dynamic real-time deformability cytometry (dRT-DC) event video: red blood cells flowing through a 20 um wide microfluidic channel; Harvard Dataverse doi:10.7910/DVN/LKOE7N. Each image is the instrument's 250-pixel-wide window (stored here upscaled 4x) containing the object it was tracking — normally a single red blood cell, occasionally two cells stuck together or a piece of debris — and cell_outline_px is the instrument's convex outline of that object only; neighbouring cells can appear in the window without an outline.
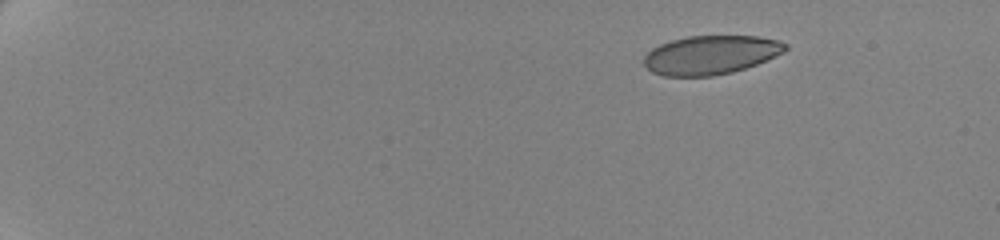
{"species": "human", "species_latin": "Homo sapiens", "temperature_condition": "cold", "stored_images_in_passage": 53, "camera_frame_rate_fps": 3000, "um_per_image_px": 0.085, "donor": {"sex": "female"}, "frame": {"image": 1, "passage_image": 1, "time_ms": 0.0, "image_size_px": [1000, 240], "cell_outline_px": [[788, 48], [784, 52], [756, 64], [732, 72], [712, 76], [664, 76], [652, 72], [644, 64], [644, 56], [652, 48], [660, 44], [672, 40], [688, 36], [756, 36], [776, 40], [788, 44]], "centroid_in_image_um": [60.4, 4.67], "position_along_channel_um": 24.6, "area_um2": 31.85}}
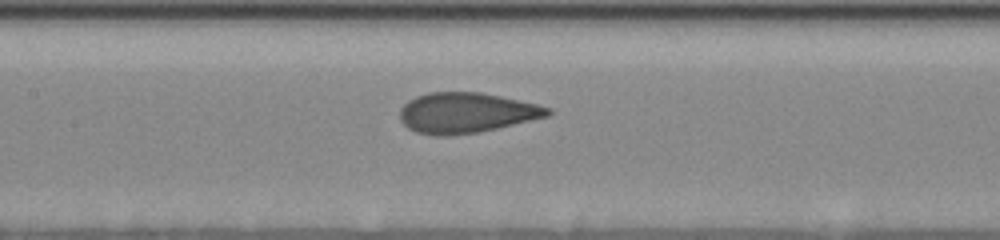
{"frame": {"image": 2, "passage_image": 25, "time_ms": 8.0, "image_size_px": [1000, 240], "cell_outline_px": [[552, 112], [548, 116], [496, 128], [476, 132], [444, 136], [436, 136], [416, 132], [408, 128], [400, 120], [400, 108], [408, 100], [416, 96], [428, 92], [480, 92], [500, 96], [536, 104], [552, 108]], "centroid_in_image_um": [39.59, 9.58], "position_along_channel_um": 167.8, "area_um2": 34.56}}
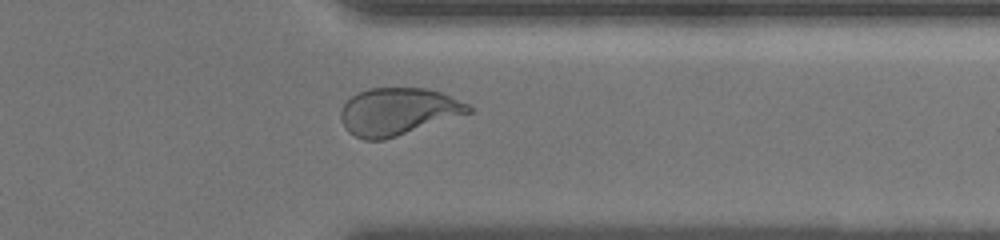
{"frame": {"image": 3, "passage_image": 43, "time_ms": 14.0, "image_size_px": [1000, 240], "cell_outline_px": [[472, 112], [384, 140], [364, 140], [348, 132], [344, 128], [340, 116], [340, 112], [344, 104], [356, 92], [368, 88], [428, 88], [440, 92], [468, 104], [472, 108]], "centroid_in_image_um": [33.79, 9.48], "position_along_channel_um": 377.6, "area_um2": 35.08}, "authors_computed_cell_mechanics": {"area_um2": 34.7956, "velocity_mm_per_s": 3.493, "shape_relaxation_time_tau1_ms": 4.7249, "shape_relaxation_time_tau2_ms": null, "deformation_change_tau1": 0.1617, "deformation_change_tau2": null}}